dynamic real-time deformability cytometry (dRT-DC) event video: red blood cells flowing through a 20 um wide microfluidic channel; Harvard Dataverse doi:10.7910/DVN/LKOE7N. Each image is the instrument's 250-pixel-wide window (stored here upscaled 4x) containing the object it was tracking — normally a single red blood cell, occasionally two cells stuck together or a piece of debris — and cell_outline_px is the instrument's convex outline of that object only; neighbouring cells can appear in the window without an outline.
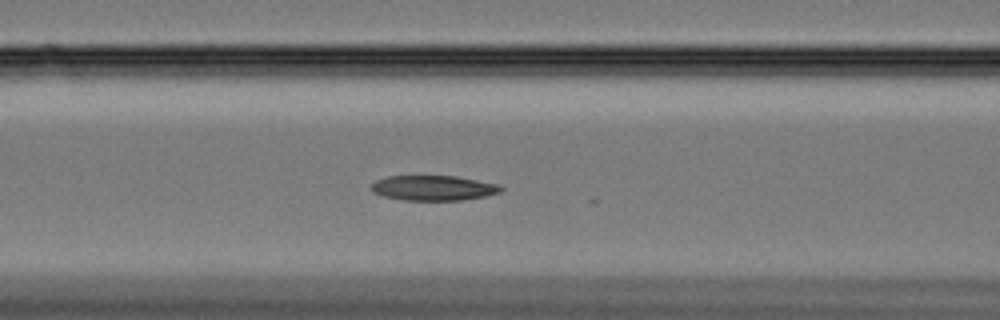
{"species": "Egyptian fruit bat (a non-hibernating species)", "species_latin": "Rousettus aegyptiacus", "temperature_condition": "cold", "stored_images_in_passage": 18, "camera_frame_rate_fps": 3000, "um_per_image_px": 0.085, "animal": {"sex": "female"}, "frame": {"image": 1, "passage_image": 15, "time_ms": 4.667, "image_size_px": [1000, 320], "cell_outline_px": [[504, 188], [500, 192], [484, 196], [460, 200], [404, 200], [384, 196], [372, 192], [368, 188], [376, 180], [388, 176], [456, 176], [496, 184]], "centroid_in_image_um": [36.78, 15.97], "position_along_channel_um": 129.8, "area_um2": 18.79}}